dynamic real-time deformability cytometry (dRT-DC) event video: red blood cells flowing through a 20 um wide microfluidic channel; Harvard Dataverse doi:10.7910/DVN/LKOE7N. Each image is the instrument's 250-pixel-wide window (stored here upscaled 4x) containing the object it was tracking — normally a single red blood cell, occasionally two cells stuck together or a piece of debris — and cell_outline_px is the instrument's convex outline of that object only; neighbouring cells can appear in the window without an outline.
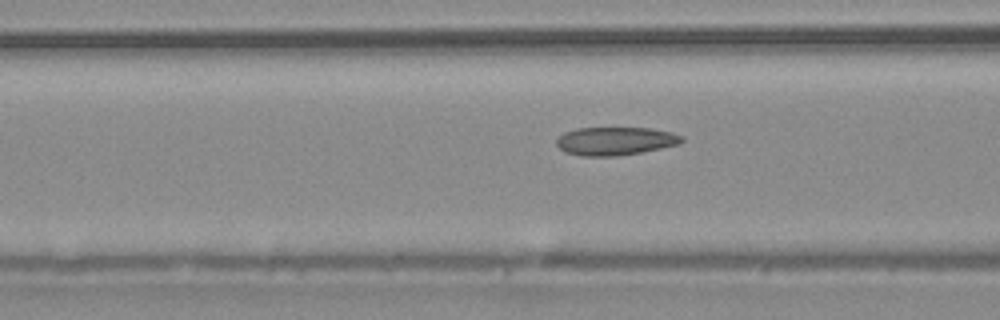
{"species": "common noctule bat (a hibernating species)", "species_latin": "Nyctalus noctula", "temperature_condition": "warm", "stored_images_in_passage": 50, "camera_frame_rate_fps": 3000, "um_per_image_px": 0.085, "animal": {"sex": "male", "body_mass_g": 20.4}, "frame": {"image": 1, "passage_image": 20, "time_ms": 6.333, "image_size_px": [1000, 320], "cell_outline_px": [[684, 140], [680, 144], [640, 152], [616, 156], [580, 156], [564, 152], [556, 144], [556, 140], [564, 132], [576, 128], [652, 128], [672, 132], [684, 136]], "centroid_in_image_um": [52.3, 11.98], "position_along_channel_um": 114.3, "area_um2": 20.69}}
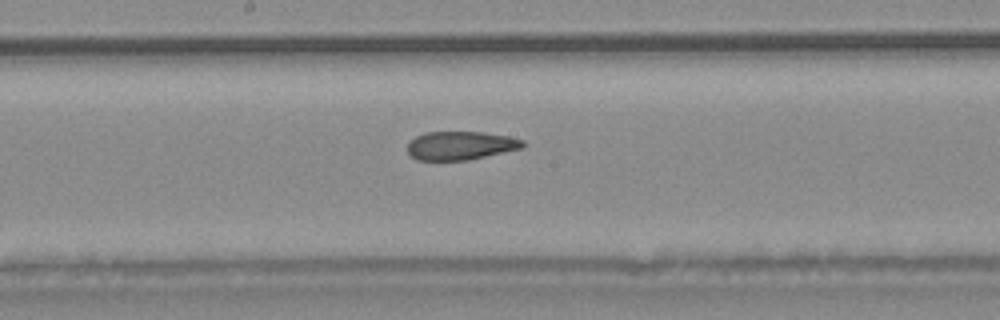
{"frame": {"image": 2, "passage_image": 27, "time_ms": 8.667, "image_size_px": [1000, 320], "cell_outline_px": [[524, 148], [468, 160], [416, 160], [408, 152], [408, 144], [416, 136], [424, 132], [484, 132], [508, 136], [524, 140]], "centroid_in_image_um": [39.17, 12.37], "position_along_channel_um": 209.0, "area_um2": 19.19}}
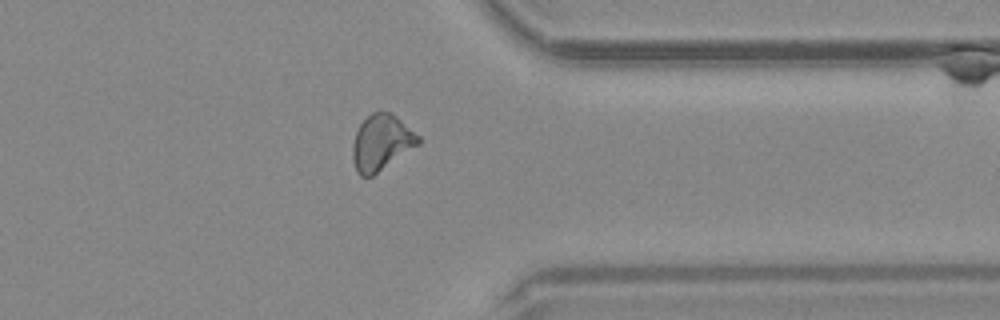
{"frame": {"image": 3, "passage_image": 40, "time_ms": 13.0, "image_size_px": [1000, 320], "cell_outline_px": [[420, 144], [372, 176], [360, 176], [356, 172], [352, 160], [352, 144], [356, 132], [360, 124], [372, 112], [392, 112], [420, 136]], "centroid_in_image_um": [32.41, 12.12], "position_along_channel_um": 379.0, "area_um2": 21.39}, "authors_computed_cell_mechanics": {"area_um2": 20.9525, "velocity_mm_per_s": 4.0685, "shape_relaxation_time_tau1_ms": null, "shape_relaxation_time_tau2_ms": 2.8965, "deformation_change_tau1": null, "deformation_change_tau2": 0.1089}}